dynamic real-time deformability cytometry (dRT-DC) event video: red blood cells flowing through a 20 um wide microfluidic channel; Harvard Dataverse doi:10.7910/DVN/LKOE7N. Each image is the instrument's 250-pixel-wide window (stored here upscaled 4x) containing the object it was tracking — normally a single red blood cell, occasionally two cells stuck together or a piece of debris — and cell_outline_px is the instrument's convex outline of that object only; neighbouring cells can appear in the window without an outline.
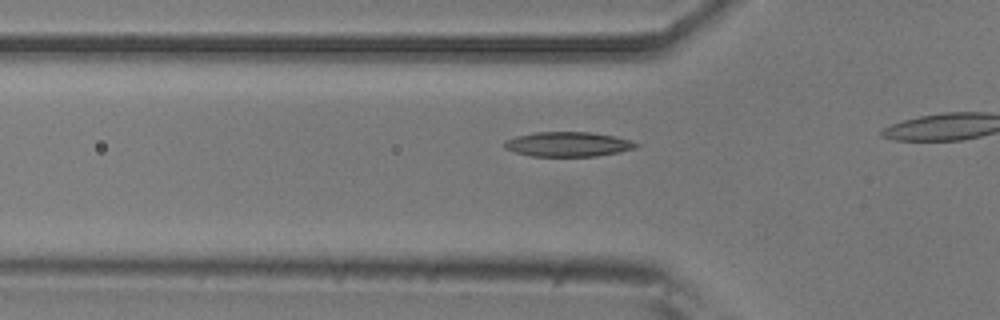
{"species": "common noctule bat (a hibernating species)", "species_latin": "Nyctalus noctula", "temperature_condition": "room temperature", "stored_images_in_passage": 8, "camera_frame_rate_fps": 3000, "um_per_image_px": 0.085, "animal": {"sex": "male", "body_mass_g": 20.5, "forearm_length_mm": 52.5}, "frame": {"image": 1, "passage_image": 3, "time_ms": 0.667, "image_size_px": [1000, 320], "cell_outline_px": [[640, 144], [636, 148], [596, 156], [532, 156], [516, 152], [504, 148], [504, 140], [516, 136], [536, 132], [592, 132], [612, 136], [628, 140]], "centroid_in_image_um": [48.24, 12.25], "position_along_channel_um": 77.6, "area_um2": 18.73}}
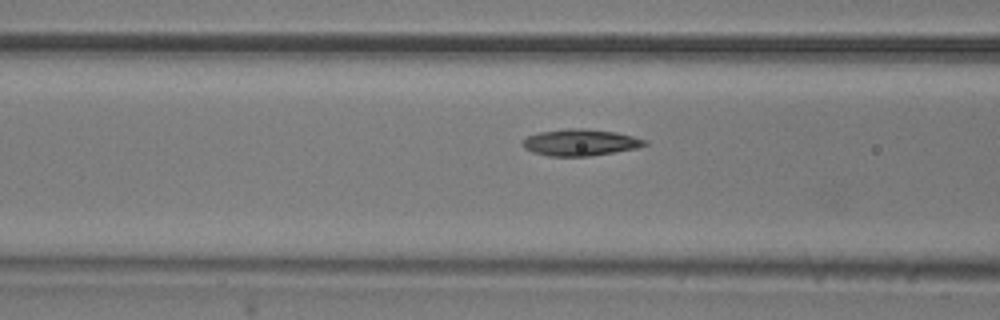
{"frame": {"image": 2, "passage_image": 6, "time_ms": 1.667, "image_size_px": [1000, 320], "cell_outline_px": [[648, 144], [636, 148], [588, 156], [548, 156], [532, 152], [524, 148], [520, 144], [528, 136], [540, 132], [564, 128], [584, 128], [616, 132], [648, 140]], "centroid_in_image_um": [49.3, 12.1], "position_along_channel_um": 117.3, "area_um2": 18.9}}